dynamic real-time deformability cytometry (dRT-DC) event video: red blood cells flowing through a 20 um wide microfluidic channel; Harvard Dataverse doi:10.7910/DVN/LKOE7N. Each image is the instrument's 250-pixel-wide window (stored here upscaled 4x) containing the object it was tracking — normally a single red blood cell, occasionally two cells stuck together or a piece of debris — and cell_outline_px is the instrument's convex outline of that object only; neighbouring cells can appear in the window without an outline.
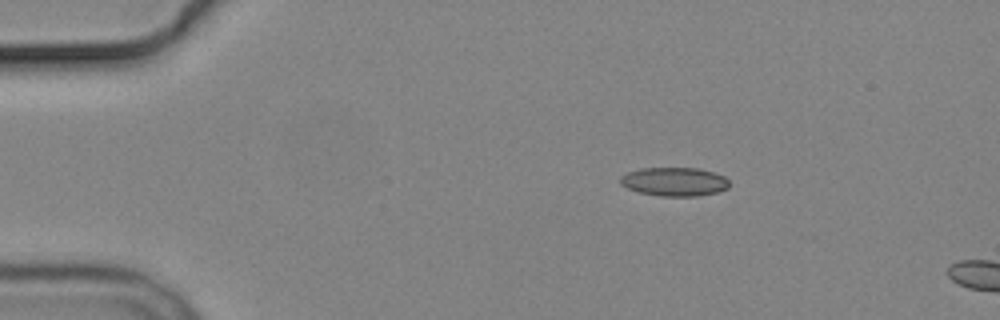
{"species": "common noctule bat (a hibernating species)", "species_latin": "Nyctalus noctula", "temperature_condition": "cold", "stored_images_in_passage": 2, "camera_frame_rate_fps": 3000, "um_per_image_px": 0.085, "animal": {"sex": "male", "body_mass_g": 19.2, "forearm_length_mm": 51.8}, "frame": {"image": 1, "passage_image": 1, "time_ms": 0.0, "image_size_px": [1000, 320], "cell_outline_px": [[728, 188], [720, 192], [696, 196], [660, 196], [640, 192], [628, 188], [620, 184], [620, 176], [628, 172], [640, 168], [700, 168], [724, 176], [728, 180]], "centroid_in_image_um": [57.33, 15.44], "position_along_channel_um": 27.7, "area_um2": 18.26}}